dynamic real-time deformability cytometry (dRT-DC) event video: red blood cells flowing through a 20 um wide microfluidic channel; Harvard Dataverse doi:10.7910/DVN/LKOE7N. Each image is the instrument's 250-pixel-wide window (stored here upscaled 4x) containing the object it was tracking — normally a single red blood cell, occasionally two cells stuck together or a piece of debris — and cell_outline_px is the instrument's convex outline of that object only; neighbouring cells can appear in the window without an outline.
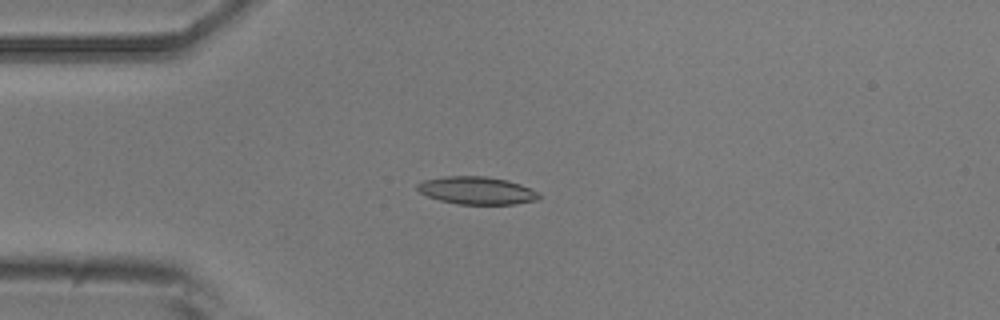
{"species": "common noctule bat (a hibernating species)", "species_latin": "Nyctalus noctula", "temperature_condition": "room temperature", "stored_images_in_passage": 8, "camera_frame_rate_fps": 3000, "um_per_image_px": 0.085, "animal": {"sex": "male", "body_mass_g": 20.5, "forearm_length_mm": 52.5}, "frame": {"image": 1, "passage_image": 4, "time_ms": 3.333, "image_size_px": [1000, 320], "cell_outline_px": [[540, 196], [536, 200], [516, 204], [456, 204], [440, 200], [428, 196], [420, 192], [416, 188], [416, 184], [424, 180], [444, 176], [488, 176], [508, 180], [520, 184], [540, 192]], "centroid_in_image_um": [40.53, 16.19], "position_along_channel_um": 44.5, "area_um2": 19.71}}
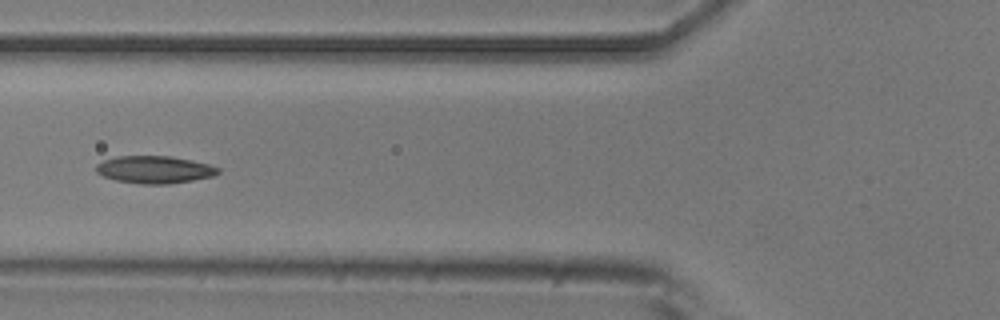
{"frame": {"image": 2, "passage_image": 6, "time_ms": 5.667, "image_size_px": [1000, 320], "cell_outline_px": [[220, 172], [212, 176], [192, 180], [168, 184], [140, 184], [116, 180], [104, 176], [96, 172], [96, 164], [104, 160], [116, 156], [172, 156], [192, 160], [208, 164], [220, 168]], "centroid_in_image_um": [13.13, 14.41], "position_along_channel_um": 112.7, "area_um2": 19.48}}
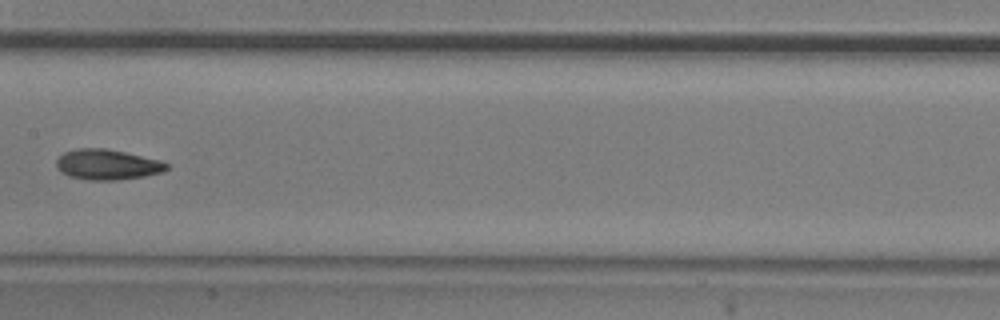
{"frame": {"image": 3, "passage_image": 8, "time_ms": 8.0, "image_size_px": [1000, 320], "cell_outline_px": [[168, 168], [164, 172], [144, 176], [120, 180], [88, 180], [68, 176], [60, 172], [56, 168], [56, 160], [64, 152], [76, 148], [104, 148], [124, 152], [160, 160], [168, 164]], "centroid_in_image_um": [9.09, 13.99], "position_along_channel_um": 198.3, "area_um2": 19.65}}